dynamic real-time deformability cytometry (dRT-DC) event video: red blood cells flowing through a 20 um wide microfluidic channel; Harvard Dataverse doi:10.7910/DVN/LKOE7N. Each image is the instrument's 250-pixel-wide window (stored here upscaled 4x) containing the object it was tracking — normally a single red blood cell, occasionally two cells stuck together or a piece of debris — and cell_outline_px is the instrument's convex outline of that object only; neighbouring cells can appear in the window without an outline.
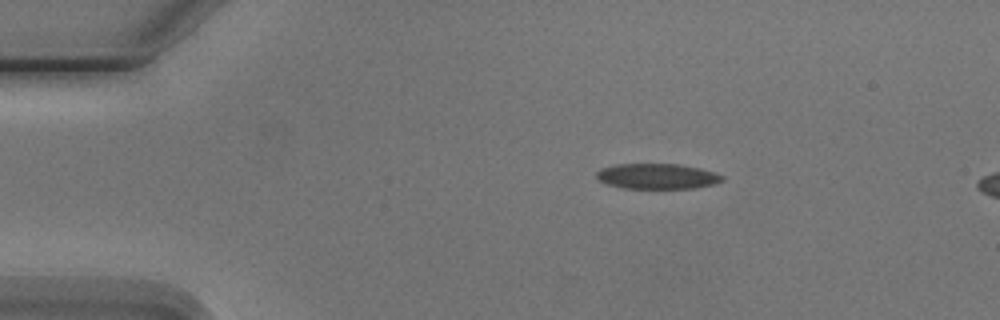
{"species": "Egyptian fruit bat (a non-hibernating species)", "species_latin": "Rousettus aegyptiacus", "temperature_condition": "cold", "stored_images_in_passage": 4, "camera_frame_rate_fps": 3000, "um_per_image_px": 0.085, "animal": {"sex": "male"}, "frame": {"image": 1, "passage_image": 2, "time_ms": 1.0, "image_size_px": [1000, 320], "cell_outline_px": [[724, 180], [712, 184], [692, 188], [624, 188], [608, 184], [600, 180], [596, 176], [596, 172], [600, 168], [616, 164], [680, 164], [700, 168], [716, 172], [724, 176]], "centroid_in_image_um": [55.87, 14.97], "position_along_channel_um": 29.1, "area_um2": 18.55}}